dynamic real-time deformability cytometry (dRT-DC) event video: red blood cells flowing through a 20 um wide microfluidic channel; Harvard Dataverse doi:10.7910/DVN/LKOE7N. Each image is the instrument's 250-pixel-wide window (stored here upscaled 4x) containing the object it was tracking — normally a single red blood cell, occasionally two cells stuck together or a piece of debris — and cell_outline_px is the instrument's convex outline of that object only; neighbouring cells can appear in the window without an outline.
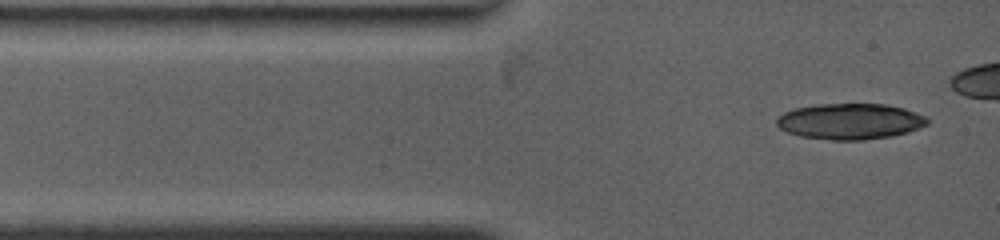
{"species": "common noctule bat (a hibernating species)", "species_latin": "Nyctalus noctula", "temperature_condition": "warm", "stored_images_in_passage": 1, "camera_frame_rate_fps": 4500, "um_per_image_px": 0.085, "animal": {"sex": "female", "body_mass_g": 19.0, "forearm_length_mm": 53.3}, "frame": {"image": 1, "passage_image": 1, "time_ms": 0.0, "image_size_px": [1000, 240], "cell_outline_px": [[928, 124], [920, 128], [908, 132], [892, 136], [864, 140], [832, 140], [800, 136], [788, 132], [780, 128], [776, 124], [776, 116], [792, 108], [816, 104], [888, 104], [904, 108], [928, 116]], "centroid_in_image_um": [72.26, 10.31], "position_along_channel_um": 12.7, "area_um2": 31.91}}